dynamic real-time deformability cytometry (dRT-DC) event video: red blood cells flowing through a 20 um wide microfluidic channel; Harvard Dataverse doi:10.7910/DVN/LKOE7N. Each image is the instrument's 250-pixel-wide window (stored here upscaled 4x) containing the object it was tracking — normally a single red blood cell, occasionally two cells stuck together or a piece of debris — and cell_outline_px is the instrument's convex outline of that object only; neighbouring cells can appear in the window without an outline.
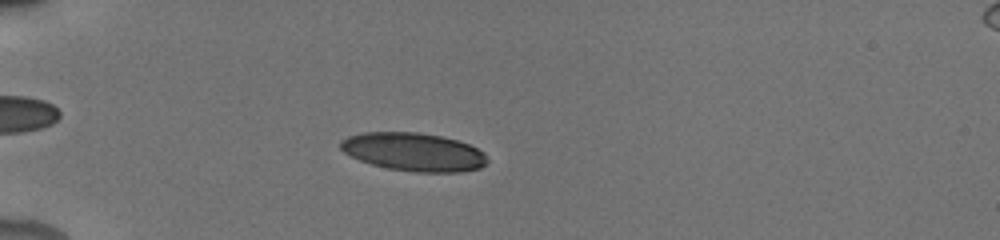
{"species": "human", "species_latin": "Homo sapiens", "temperature_condition": "cold", "stored_images_in_passage": 53, "camera_frame_rate_fps": 3000, "um_per_image_px": 0.085, "donor": {"sex": "male"}, "frame": {"image": 1, "passage_image": 16, "time_ms": 5.333, "image_size_px": [1000, 240], "cell_outline_px": [[488, 160], [480, 168], [460, 172], [416, 172], [388, 168], [372, 164], [360, 160], [344, 152], [340, 148], [340, 140], [348, 136], [364, 132], [416, 132], [440, 136], [456, 140], [468, 144], [484, 152]], "centroid_in_image_um": [35.15, 12.91], "position_along_channel_um": 49.8, "area_um2": 32.54}}
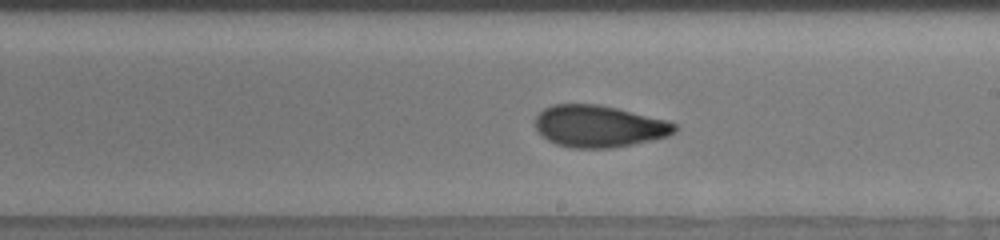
{"frame": {"image": 2, "passage_image": 33, "time_ms": 11.0, "image_size_px": [1000, 240], "cell_outline_px": [[676, 132], [668, 136], [652, 140], [612, 148], [572, 148], [556, 144], [548, 140], [536, 128], [536, 116], [544, 108], [552, 104], [600, 104], [668, 120], [676, 124]], "centroid_in_image_um": [50.93, 10.73], "position_along_channel_um": 238.1, "area_um2": 34.04}}
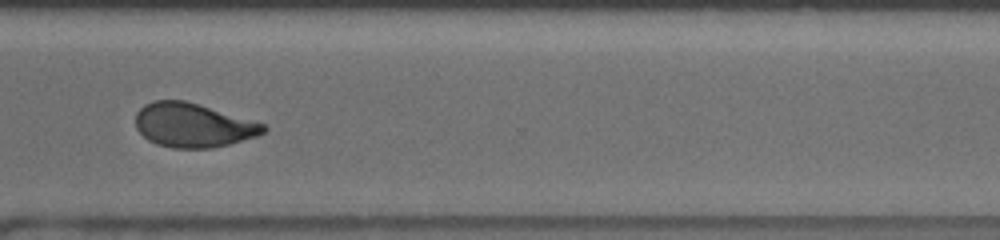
{"frame": {"image": 3, "passage_image": 41, "time_ms": 14.0, "image_size_px": [1000, 240], "cell_outline_px": [[268, 128], [264, 132], [256, 136], [228, 144], [212, 148], [172, 148], [156, 144], [148, 140], [136, 128], [136, 112], [144, 104], [152, 100], [184, 100], [264, 124]], "centroid_in_image_um": [16.36, 10.64], "position_along_channel_um": 354.2, "area_um2": 32.54}, "authors_computed_cell_mechanics": {"area_um2": 32.8304, "velocity_mm_per_s": 3.867, "shape_relaxation_time_tau1_ms": 6.123, "shape_relaxation_time_tau2_ms": 1.7933, "deformation_change_tau1": 0.1779, "deformation_change_tau2": 0.0784}}